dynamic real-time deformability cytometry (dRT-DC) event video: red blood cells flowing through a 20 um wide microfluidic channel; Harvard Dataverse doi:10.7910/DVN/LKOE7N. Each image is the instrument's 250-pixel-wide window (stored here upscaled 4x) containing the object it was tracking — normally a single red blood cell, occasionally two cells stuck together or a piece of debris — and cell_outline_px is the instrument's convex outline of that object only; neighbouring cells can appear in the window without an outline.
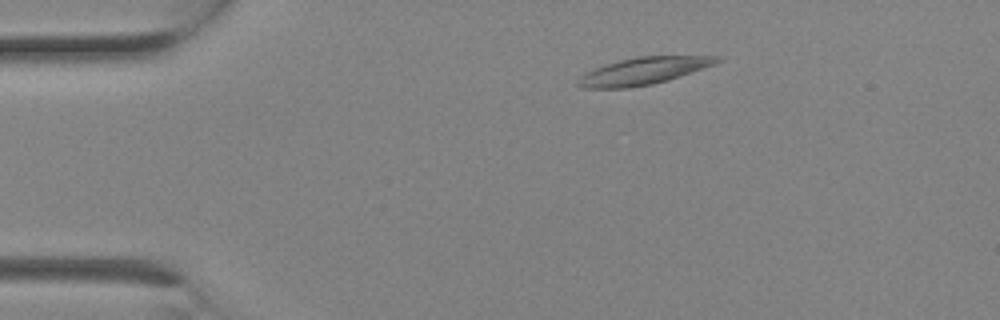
{"species": "Egyptian fruit bat (a non-hibernating species)", "species_latin": "Rousettus aegyptiacus", "temperature_condition": "room temperature", "stored_images_in_passage": 2, "camera_frame_rate_fps": 3000, "um_per_image_px": 0.085, "animal": {"sex": "female"}, "frame": {"image": 1, "passage_image": 2, "time_ms": 0.333, "image_size_px": [1000, 320], "cell_outline_px": [[720, 60], [716, 64], [668, 80], [652, 84], [628, 88], [580, 88], [576, 84], [576, 80], [580, 76], [604, 64], [636, 56], [720, 56]], "centroid_in_image_um": [54.66, 6.04], "position_along_channel_um": 30.3, "area_um2": 21.91}}